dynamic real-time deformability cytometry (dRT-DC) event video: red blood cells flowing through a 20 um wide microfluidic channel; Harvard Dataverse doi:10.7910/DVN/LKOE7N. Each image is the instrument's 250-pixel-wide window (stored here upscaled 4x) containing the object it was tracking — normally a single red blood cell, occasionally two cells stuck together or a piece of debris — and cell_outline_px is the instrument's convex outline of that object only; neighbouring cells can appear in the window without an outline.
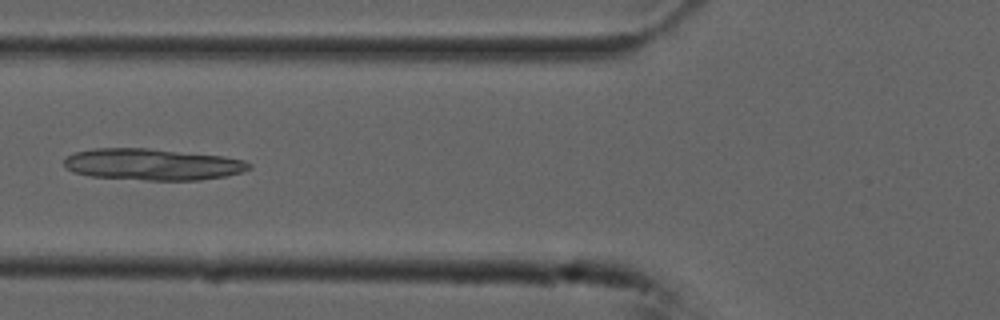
{"species": "common noctule bat (a hibernating species)", "species_latin": "Nyctalus noctula", "temperature_condition": "cold", "stored_images_in_passage": 38, "camera_frame_rate_fps": 3000, "um_per_image_px": 0.085, "animal": {"sex": "male", "forearm_length_mm": 52.5}, "frame": {"image": 1, "passage_image": 5, "time_ms": 1.333, "image_size_px": [1000, 320], "cell_outline_px": [[252, 168], [244, 172], [224, 176], [200, 180], [144, 180], [88, 176], [72, 172], [64, 168], [64, 160], [68, 156], [76, 152], [96, 148], [148, 148], [224, 156], [244, 160], [252, 164]], "centroid_in_image_um": [12.97, 13.98], "position_along_channel_um": 112.8, "area_um2": 34.22}}
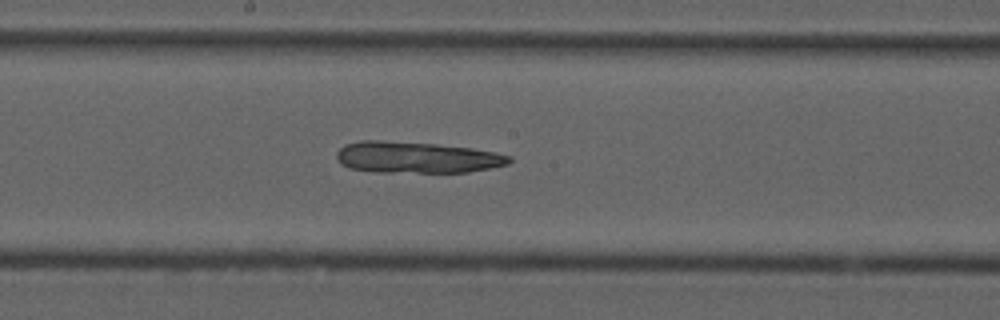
{"frame": {"image": 2, "passage_image": 13, "time_ms": 4.0, "image_size_px": [1000, 320], "cell_outline_px": [[512, 160], [508, 164], [492, 168], [468, 172], [376, 172], [348, 168], [340, 164], [336, 156], [336, 152], [344, 144], [360, 140], [380, 140], [436, 144], [472, 148], [512, 156]], "centroid_in_image_um": [35.38, 13.38], "position_along_channel_um": 212.8, "area_um2": 31.73}}
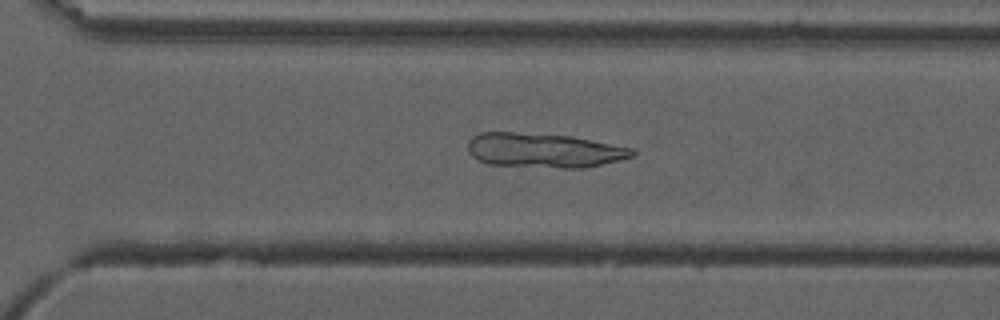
{"frame": {"image": 3, "passage_image": 22, "time_ms": 7.0, "image_size_px": [1000, 320], "cell_outline_px": [[636, 156], [620, 160], [584, 168], [560, 168], [488, 164], [472, 156], [468, 152], [468, 140], [472, 136], [480, 132], [512, 132], [572, 136], [632, 148], [636, 152]], "centroid_in_image_um": [46.24, 12.78], "position_along_channel_um": 324.4, "area_um2": 33.12}}